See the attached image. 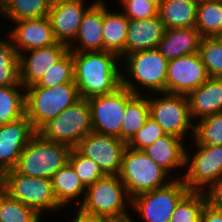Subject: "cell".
Returning <instances> with one entry per match:
<instances>
[{"mask_svg": "<svg viewBox=\"0 0 222 222\" xmlns=\"http://www.w3.org/2000/svg\"><path fill=\"white\" fill-rule=\"evenodd\" d=\"M71 147L44 139L36 133L23 149L15 170L24 176L51 179L68 163Z\"/></svg>", "mask_w": 222, "mask_h": 222, "instance_id": "4", "label": "cell"}, {"mask_svg": "<svg viewBox=\"0 0 222 222\" xmlns=\"http://www.w3.org/2000/svg\"><path fill=\"white\" fill-rule=\"evenodd\" d=\"M199 0H162L158 15L165 29L195 27Z\"/></svg>", "mask_w": 222, "mask_h": 222, "instance_id": "24", "label": "cell"}, {"mask_svg": "<svg viewBox=\"0 0 222 222\" xmlns=\"http://www.w3.org/2000/svg\"><path fill=\"white\" fill-rule=\"evenodd\" d=\"M51 4L59 2V1H66V0H49Z\"/></svg>", "mask_w": 222, "mask_h": 222, "instance_id": "47", "label": "cell"}, {"mask_svg": "<svg viewBox=\"0 0 222 222\" xmlns=\"http://www.w3.org/2000/svg\"><path fill=\"white\" fill-rule=\"evenodd\" d=\"M74 83L73 55L68 51L35 84L39 87H54L59 84Z\"/></svg>", "mask_w": 222, "mask_h": 222, "instance_id": "36", "label": "cell"}, {"mask_svg": "<svg viewBox=\"0 0 222 222\" xmlns=\"http://www.w3.org/2000/svg\"><path fill=\"white\" fill-rule=\"evenodd\" d=\"M24 115L25 87L23 85L0 86V126Z\"/></svg>", "mask_w": 222, "mask_h": 222, "instance_id": "29", "label": "cell"}, {"mask_svg": "<svg viewBox=\"0 0 222 222\" xmlns=\"http://www.w3.org/2000/svg\"><path fill=\"white\" fill-rule=\"evenodd\" d=\"M195 28L202 38L222 36V0H199Z\"/></svg>", "mask_w": 222, "mask_h": 222, "instance_id": "27", "label": "cell"}, {"mask_svg": "<svg viewBox=\"0 0 222 222\" xmlns=\"http://www.w3.org/2000/svg\"><path fill=\"white\" fill-rule=\"evenodd\" d=\"M36 133L26 115L0 126V176L15 169L23 149Z\"/></svg>", "mask_w": 222, "mask_h": 222, "instance_id": "15", "label": "cell"}, {"mask_svg": "<svg viewBox=\"0 0 222 222\" xmlns=\"http://www.w3.org/2000/svg\"><path fill=\"white\" fill-rule=\"evenodd\" d=\"M81 99L75 83L54 87L31 85L25 88V115L38 131L49 120Z\"/></svg>", "mask_w": 222, "mask_h": 222, "instance_id": "2", "label": "cell"}, {"mask_svg": "<svg viewBox=\"0 0 222 222\" xmlns=\"http://www.w3.org/2000/svg\"><path fill=\"white\" fill-rule=\"evenodd\" d=\"M135 96L120 86L115 92L88 98L93 132L119 138L126 104Z\"/></svg>", "mask_w": 222, "mask_h": 222, "instance_id": "10", "label": "cell"}, {"mask_svg": "<svg viewBox=\"0 0 222 222\" xmlns=\"http://www.w3.org/2000/svg\"><path fill=\"white\" fill-rule=\"evenodd\" d=\"M72 222H106V218L87 215L78 209Z\"/></svg>", "mask_w": 222, "mask_h": 222, "instance_id": "42", "label": "cell"}, {"mask_svg": "<svg viewBox=\"0 0 222 222\" xmlns=\"http://www.w3.org/2000/svg\"><path fill=\"white\" fill-rule=\"evenodd\" d=\"M68 162L85 187L106 176L100 166L91 158L84 157L75 148L71 149Z\"/></svg>", "mask_w": 222, "mask_h": 222, "instance_id": "37", "label": "cell"}, {"mask_svg": "<svg viewBox=\"0 0 222 222\" xmlns=\"http://www.w3.org/2000/svg\"><path fill=\"white\" fill-rule=\"evenodd\" d=\"M165 27L159 15L143 20L129 19L124 56L138 51L158 48Z\"/></svg>", "mask_w": 222, "mask_h": 222, "instance_id": "19", "label": "cell"}, {"mask_svg": "<svg viewBox=\"0 0 222 222\" xmlns=\"http://www.w3.org/2000/svg\"><path fill=\"white\" fill-rule=\"evenodd\" d=\"M84 1L66 0L51 4L47 17L58 42L66 45L73 43L84 14L95 3L86 7Z\"/></svg>", "mask_w": 222, "mask_h": 222, "instance_id": "16", "label": "cell"}, {"mask_svg": "<svg viewBox=\"0 0 222 222\" xmlns=\"http://www.w3.org/2000/svg\"><path fill=\"white\" fill-rule=\"evenodd\" d=\"M208 78L199 53L168 60L166 93L187 96Z\"/></svg>", "mask_w": 222, "mask_h": 222, "instance_id": "14", "label": "cell"}, {"mask_svg": "<svg viewBox=\"0 0 222 222\" xmlns=\"http://www.w3.org/2000/svg\"><path fill=\"white\" fill-rule=\"evenodd\" d=\"M15 24L11 32L9 31V37L18 55L32 49L49 47L58 42L47 16L22 19Z\"/></svg>", "mask_w": 222, "mask_h": 222, "instance_id": "17", "label": "cell"}, {"mask_svg": "<svg viewBox=\"0 0 222 222\" xmlns=\"http://www.w3.org/2000/svg\"><path fill=\"white\" fill-rule=\"evenodd\" d=\"M93 132L88 99H79L55 118L44 124L37 133L44 139L75 148L79 141Z\"/></svg>", "mask_w": 222, "mask_h": 222, "instance_id": "7", "label": "cell"}, {"mask_svg": "<svg viewBox=\"0 0 222 222\" xmlns=\"http://www.w3.org/2000/svg\"><path fill=\"white\" fill-rule=\"evenodd\" d=\"M72 55L74 83L81 98L107 95L121 86L118 55L108 51H72Z\"/></svg>", "mask_w": 222, "mask_h": 222, "instance_id": "1", "label": "cell"}, {"mask_svg": "<svg viewBox=\"0 0 222 222\" xmlns=\"http://www.w3.org/2000/svg\"><path fill=\"white\" fill-rule=\"evenodd\" d=\"M0 180L8 196L33 208L39 215L63 208L54 195L51 179L24 176L13 169L4 172Z\"/></svg>", "mask_w": 222, "mask_h": 222, "instance_id": "8", "label": "cell"}, {"mask_svg": "<svg viewBox=\"0 0 222 222\" xmlns=\"http://www.w3.org/2000/svg\"><path fill=\"white\" fill-rule=\"evenodd\" d=\"M8 0H0V9L7 3Z\"/></svg>", "mask_w": 222, "mask_h": 222, "instance_id": "46", "label": "cell"}, {"mask_svg": "<svg viewBox=\"0 0 222 222\" xmlns=\"http://www.w3.org/2000/svg\"><path fill=\"white\" fill-rule=\"evenodd\" d=\"M199 145H222V113L209 115L197 121L192 137Z\"/></svg>", "mask_w": 222, "mask_h": 222, "instance_id": "33", "label": "cell"}, {"mask_svg": "<svg viewBox=\"0 0 222 222\" xmlns=\"http://www.w3.org/2000/svg\"><path fill=\"white\" fill-rule=\"evenodd\" d=\"M155 99L148 97L150 117H152L166 134L183 139L187 132L194 136V125L189 111L186 95L162 93Z\"/></svg>", "mask_w": 222, "mask_h": 222, "instance_id": "12", "label": "cell"}, {"mask_svg": "<svg viewBox=\"0 0 222 222\" xmlns=\"http://www.w3.org/2000/svg\"><path fill=\"white\" fill-rule=\"evenodd\" d=\"M119 177L129 197L167 186L173 179H182L169 174L154 163L142 150L126 147ZM168 179V180H167Z\"/></svg>", "mask_w": 222, "mask_h": 222, "instance_id": "5", "label": "cell"}, {"mask_svg": "<svg viewBox=\"0 0 222 222\" xmlns=\"http://www.w3.org/2000/svg\"><path fill=\"white\" fill-rule=\"evenodd\" d=\"M33 208L5 194L0 200V222H40Z\"/></svg>", "mask_w": 222, "mask_h": 222, "instance_id": "35", "label": "cell"}, {"mask_svg": "<svg viewBox=\"0 0 222 222\" xmlns=\"http://www.w3.org/2000/svg\"><path fill=\"white\" fill-rule=\"evenodd\" d=\"M0 39V86L22 85L20 61L11 37Z\"/></svg>", "mask_w": 222, "mask_h": 222, "instance_id": "32", "label": "cell"}, {"mask_svg": "<svg viewBox=\"0 0 222 222\" xmlns=\"http://www.w3.org/2000/svg\"><path fill=\"white\" fill-rule=\"evenodd\" d=\"M198 53L208 76L222 78V38H202Z\"/></svg>", "mask_w": 222, "mask_h": 222, "instance_id": "34", "label": "cell"}, {"mask_svg": "<svg viewBox=\"0 0 222 222\" xmlns=\"http://www.w3.org/2000/svg\"><path fill=\"white\" fill-rule=\"evenodd\" d=\"M150 116L148 98L135 95L127 104L121 124V140L128 143Z\"/></svg>", "mask_w": 222, "mask_h": 222, "instance_id": "28", "label": "cell"}, {"mask_svg": "<svg viewBox=\"0 0 222 222\" xmlns=\"http://www.w3.org/2000/svg\"><path fill=\"white\" fill-rule=\"evenodd\" d=\"M125 70L130 79H126L121 73V86L129 89L135 95H141V92L137 89L138 86L144 87V90L150 92L166 93V74L168 60L156 49L132 52L124 56ZM132 79L134 80H131ZM135 83V85H134Z\"/></svg>", "mask_w": 222, "mask_h": 222, "instance_id": "3", "label": "cell"}, {"mask_svg": "<svg viewBox=\"0 0 222 222\" xmlns=\"http://www.w3.org/2000/svg\"><path fill=\"white\" fill-rule=\"evenodd\" d=\"M106 222H133L130 215H126L119 218H106Z\"/></svg>", "mask_w": 222, "mask_h": 222, "instance_id": "43", "label": "cell"}, {"mask_svg": "<svg viewBox=\"0 0 222 222\" xmlns=\"http://www.w3.org/2000/svg\"><path fill=\"white\" fill-rule=\"evenodd\" d=\"M201 39L195 27L165 29L157 49L167 60H171L198 53Z\"/></svg>", "mask_w": 222, "mask_h": 222, "instance_id": "23", "label": "cell"}, {"mask_svg": "<svg viewBox=\"0 0 222 222\" xmlns=\"http://www.w3.org/2000/svg\"><path fill=\"white\" fill-rule=\"evenodd\" d=\"M200 222H222V209L216 208L208 202L202 211Z\"/></svg>", "mask_w": 222, "mask_h": 222, "instance_id": "41", "label": "cell"}, {"mask_svg": "<svg viewBox=\"0 0 222 222\" xmlns=\"http://www.w3.org/2000/svg\"><path fill=\"white\" fill-rule=\"evenodd\" d=\"M183 139L166 134L142 151L158 166L170 174L172 169L185 166L186 148Z\"/></svg>", "mask_w": 222, "mask_h": 222, "instance_id": "22", "label": "cell"}, {"mask_svg": "<svg viewBox=\"0 0 222 222\" xmlns=\"http://www.w3.org/2000/svg\"><path fill=\"white\" fill-rule=\"evenodd\" d=\"M51 182L54 195L63 208L67 206L71 200L80 198V195L84 194V199L86 187L83 185L69 162L52 176Z\"/></svg>", "mask_w": 222, "mask_h": 222, "instance_id": "26", "label": "cell"}, {"mask_svg": "<svg viewBox=\"0 0 222 222\" xmlns=\"http://www.w3.org/2000/svg\"><path fill=\"white\" fill-rule=\"evenodd\" d=\"M191 119L222 113V78L209 77L187 95Z\"/></svg>", "mask_w": 222, "mask_h": 222, "instance_id": "21", "label": "cell"}, {"mask_svg": "<svg viewBox=\"0 0 222 222\" xmlns=\"http://www.w3.org/2000/svg\"><path fill=\"white\" fill-rule=\"evenodd\" d=\"M5 187H4V184L3 182L0 180V200L1 198L5 195Z\"/></svg>", "mask_w": 222, "mask_h": 222, "instance_id": "44", "label": "cell"}, {"mask_svg": "<svg viewBox=\"0 0 222 222\" xmlns=\"http://www.w3.org/2000/svg\"><path fill=\"white\" fill-rule=\"evenodd\" d=\"M207 203L206 192L188 191L177 203L170 222H200Z\"/></svg>", "mask_w": 222, "mask_h": 222, "instance_id": "31", "label": "cell"}, {"mask_svg": "<svg viewBox=\"0 0 222 222\" xmlns=\"http://www.w3.org/2000/svg\"><path fill=\"white\" fill-rule=\"evenodd\" d=\"M128 23L129 19L122 12H110L107 10L106 3L103 2L104 51L114 53L119 57L124 53Z\"/></svg>", "mask_w": 222, "mask_h": 222, "instance_id": "25", "label": "cell"}, {"mask_svg": "<svg viewBox=\"0 0 222 222\" xmlns=\"http://www.w3.org/2000/svg\"><path fill=\"white\" fill-rule=\"evenodd\" d=\"M193 141L197 152L190 156L186 150L188 168L182 180L189 191L207 192L222 176V145L205 146Z\"/></svg>", "mask_w": 222, "mask_h": 222, "instance_id": "11", "label": "cell"}, {"mask_svg": "<svg viewBox=\"0 0 222 222\" xmlns=\"http://www.w3.org/2000/svg\"><path fill=\"white\" fill-rule=\"evenodd\" d=\"M50 7L49 0H8L0 9V14L16 22L22 19L48 16Z\"/></svg>", "mask_w": 222, "mask_h": 222, "instance_id": "30", "label": "cell"}, {"mask_svg": "<svg viewBox=\"0 0 222 222\" xmlns=\"http://www.w3.org/2000/svg\"><path fill=\"white\" fill-rule=\"evenodd\" d=\"M208 202L222 209V176L214 183V185L206 192Z\"/></svg>", "mask_w": 222, "mask_h": 222, "instance_id": "40", "label": "cell"}, {"mask_svg": "<svg viewBox=\"0 0 222 222\" xmlns=\"http://www.w3.org/2000/svg\"><path fill=\"white\" fill-rule=\"evenodd\" d=\"M103 1L95 0V3L86 11L80 23L74 42L78 45H68L70 51L91 52L104 51L102 34L103 26Z\"/></svg>", "mask_w": 222, "mask_h": 222, "instance_id": "20", "label": "cell"}, {"mask_svg": "<svg viewBox=\"0 0 222 222\" xmlns=\"http://www.w3.org/2000/svg\"><path fill=\"white\" fill-rule=\"evenodd\" d=\"M182 179L167 186L134 196L131 205L145 222H170L177 203L188 192Z\"/></svg>", "mask_w": 222, "mask_h": 222, "instance_id": "9", "label": "cell"}, {"mask_svg": "<svg viewBox=\"0 0 222 222\" xmlns=\"http://www.w3.org/2000/svg\"><path fill=\"white\" fill-rule=\"evenodd\" d=\"M147 1L153 2V3H155V4L159 7L160 2H161L162 0H147Z\"/></svg>", "mask_w": 222, "mask_h": 222, "instance_id": "45", "label": "cell"}, {"mask_svg": "<svg viewBox=\"0 0 222 222\" xmlns=\"http://www.w3.org/2000/svg\"><path fill=\"white\" fill-rule=\"evenodd\" d=\"M164 135L166 133L163 131V128L149 116L145 125L135 133L127 143V146L134 150H143Z\"/></svg>", "mask_w": 222, "mask_h": 222, "instance_id": "38", "label": "cell"}, {"mask_svg": "<svg viewBox=\"0 0 222 222\" xmlns=\"http://www.w3.org/2000/svg\"><path fill=\"white\" fill-rule=\"evenodd\" d=\"M127 143L119 138L91 132L75 149L95 161L106 175H119Z\"/></svg>", "mask_w": 222, "mask_h": 222, "instance_id": "13", "label": "cell"}, {"mask_svg": "<svg viewBox=\"0 0 222 222\" xmlns=\"http://www.w3.org/2000/svg\"><path fill=\"white\" fill-rule=\"evenodd\" d=\"M123 14L128 19L143 20L158 16V6L147 0H120Z\"/></svg>", "mask_w": 222, "mask_h": 222, "instance_id": "39", "label": "cell"}, {"mask_svg": "<svg viewBox=\"0 0 222 222\" xmlns=\"http://www.w3.org/2000/svg\"><path fill=\"white\" fill-rule=\"evenodd\" d=\"M68 51V45L57 42L49 47L32 49L19 54L21 84L25 88L36 84Z\"/></svg>", "mask_w": 222, "mask_h": 222, "instance_id": "18", "label": "cell"}, {"mask_svg": "<svg viewBox=\"0 0 222 222\" xmlns=\"http://www.w3.org/2000/svg\"><path fill=\"white\" fill-rule=\"evenodd\" d=\"M128 204L131 198L119 175H106L86 187L79 210L91 216L119 218L128 215Z\"/></svg>", "mask_w": 222, "mask_h": 222, "instance_id": "6", "label": "cell"}]
</instances>
